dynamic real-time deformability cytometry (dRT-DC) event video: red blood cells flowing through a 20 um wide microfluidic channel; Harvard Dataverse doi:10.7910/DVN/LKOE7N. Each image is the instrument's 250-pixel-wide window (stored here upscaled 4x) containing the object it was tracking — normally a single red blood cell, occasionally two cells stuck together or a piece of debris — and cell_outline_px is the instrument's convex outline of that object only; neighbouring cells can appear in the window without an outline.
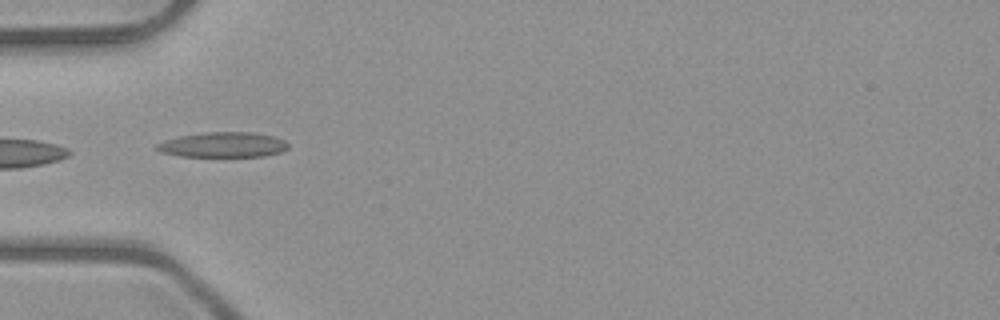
{"species": "common noctule bat (a hibernating species)", "species_latin": "Nyctalus noctula", "temperature_condition": "room temperature", "stored_images_in_passage": 8, "camera_frame_rate_fps": 3000, "um_per_image_px": 0.085, "animal": {"sex": "male", "body_mass_g": 23.1, "forearm_length_mm": 52.7}, "frame": {"image": 1, "passage_image": 1, "time_ms": 0.0, "image_size_px": [1000, 320], "cell_outline_px": [[288, 148], [280, 152], [264, 156], [180, 156], [160, 152], [156, 148], [156, 144], [164, 140], [180, 136], [204, 132], [252, 132], [276, 136], [284, 140], [288, 144]], "centroid_in_image_um": [18.97, 12.3], "position_along_channel_um": 66.0, "area_um2": 19.25}}